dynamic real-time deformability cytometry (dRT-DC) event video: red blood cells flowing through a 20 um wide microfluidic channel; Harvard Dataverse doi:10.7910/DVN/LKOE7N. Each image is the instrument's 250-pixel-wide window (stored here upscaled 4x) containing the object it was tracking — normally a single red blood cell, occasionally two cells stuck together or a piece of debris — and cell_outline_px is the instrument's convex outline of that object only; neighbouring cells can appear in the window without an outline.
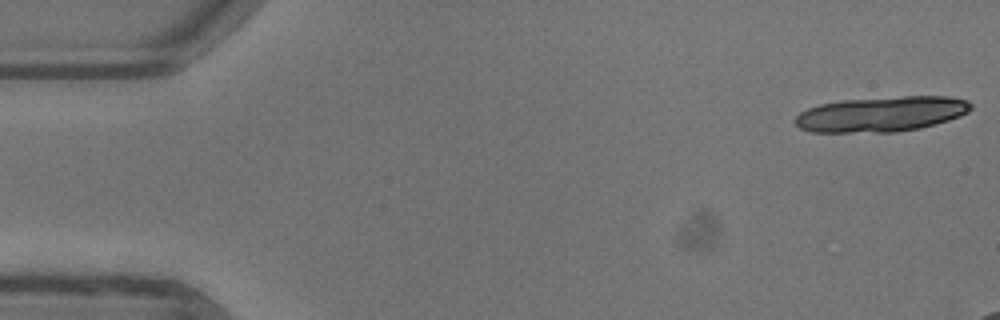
{"species": "common noctule bat (a hibernating species)", "species_latin": "Nyctalus noctula", "temperature_condition": "warm", "stored_images_in_passage": 11, "camera_frame_rate_fps": 3000, "um_per_image_px": 0.085, "animal": {"sex": "female"}, "frame": {"image": 1, "passage_image": 1, "time_ms": 0.0, "image_size_px": [1000, 320], "cell_outline_px": [[972, 108], [968, 112], [960, 116], [948, 120], [920, 128], [896, 132], [812, 132], [800, 128], [796, 124], [796, 116], [800, 112], [808, 108], [820, 104], [840, 100], [904, 96], [948, 96], [968, 100], [972, 104]], "centroid_in_image_um": [74.94, 9.69], "position_along_channel_um": 10.1, "area_um2": 36.13}}